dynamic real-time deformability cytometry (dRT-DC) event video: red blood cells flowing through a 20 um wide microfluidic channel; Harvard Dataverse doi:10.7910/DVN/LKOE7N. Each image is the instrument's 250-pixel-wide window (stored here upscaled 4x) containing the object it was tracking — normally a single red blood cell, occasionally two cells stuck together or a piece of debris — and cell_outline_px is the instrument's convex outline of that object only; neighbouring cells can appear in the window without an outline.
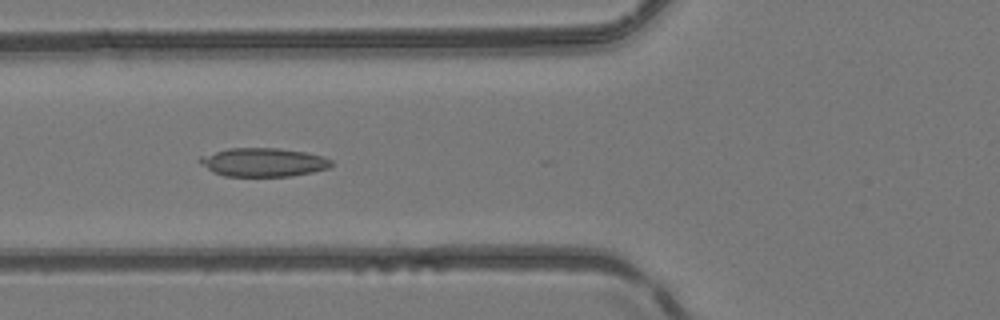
{"species": "common noctule bat (a hibernating species)", "species_latin": "Nyctalus noctula", "temperature_condition": "room temperature", "stored_images_in_passage": 30, "camera_frame_rate_fps": 3000, "um_per_image_px": 0.085, "animal": {"sex": "female", "body_mass_g": 24.6, "forearm_length_mm": 56.2}, "frame": {"image": 1, "passage_image": 20, "time_ms": 6.333, "image_size_px": [1000, 320], "cell_outline_px": [[332, 164], [328, 168], [312, 172], [292, 176], [224, 176], [212, 172], [200, 164], [196, 160], [200, 156], [228, 148], [280, 148], [304, 152], [324, 156], [332, 160]], "centroid_in_image_um": [22.35, 13.79], "position_along_channel_um": 103.5, "area_um2": 22.08}}
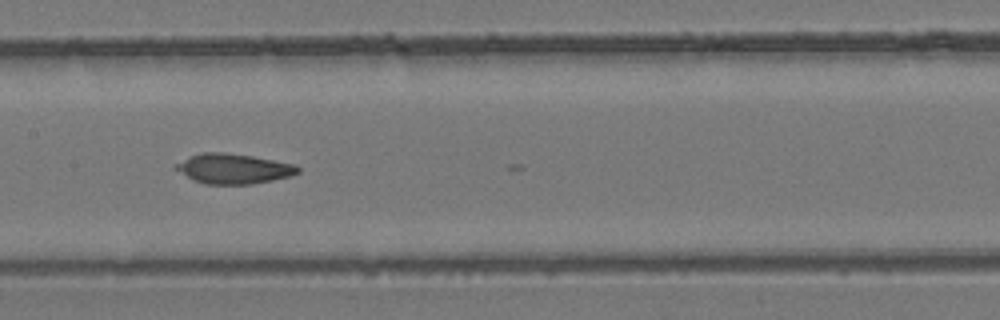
{"frame": {"image": 2, "passage_image": 26, "time_ms": 8.333, "image_size_px": [1000, 320], "cell_outline_px": [[300, 172], [288, 176], [272, 180], [252, 184], [204, 184], [192, 180], [172, 168], [172, 164], [192, 156], [204, 152], [224, 152], [252, 156], [296, 164], [300, 168]], "centroid_in_image_um": [19.8, 14.34], "position_along_channel_um": 187.6, "area_um2": 21.44}}
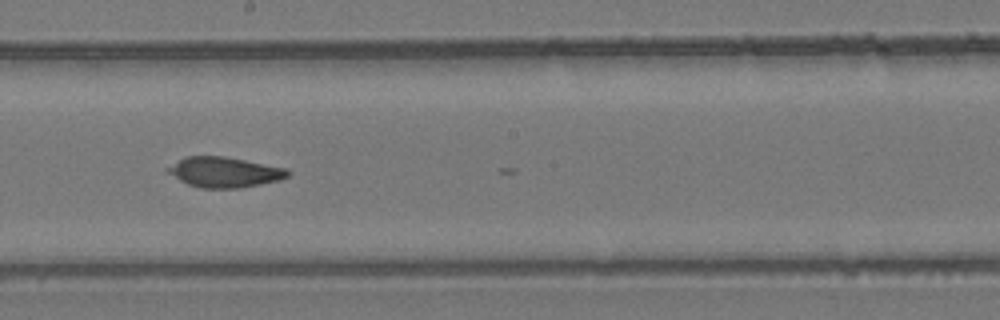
{"frame": {"image": 3, "passage_image": 29, "time_ms": 9.333, "image_size_px": [1000, 320], "cell_outline_px": [[292, 172], [288, 176], [280, 180], [240, 188], [200, 188], [188, 184], [164, 172], [164, 168], [184, 156], [224, 156], [284, 168]], "centroid_in_image_um": [19.0, 14.63], "position_along_channel_um": 229.2, "area_um2": 21.27}}